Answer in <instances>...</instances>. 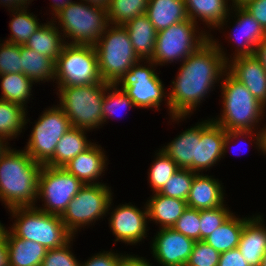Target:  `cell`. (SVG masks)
Instances as JSON below:
<instances>
[{
    "mask_svg": "<svg viewBox=\"0 0 266 266\" xmlns=\"http://www.w3.org/2000/svg\"><path fill=\"white\" fill-rule=\"evenodd\" d=\"M212 37L182 63L167 104L173 120L185 118L204 99L220 76L226 73L229 58ZM219 78V79H218Z\"/></svg>",
    "mask_w": 266,
    "mask_h": 266,
    "instance_id": "cell-1",
    "label": "cell"
},
{
    "mask_svg": "<svg viewBox=\"0 0 266 266\" xmlns=\"http://www.w3.org/2000/svg\"><path fill=\"white\" fill-rule=\"evenodd\" d=\"M43 165L25 150L9 148L0 159V199L8 207H35Z\"/></svg>",
    "mask_w": 266,
    "mask_h": 266,
    "instance_id": "cell-2",
    "label": "cell"
},
{
    "mask_svg": "<svg viewBox=\"0 0 266 266\" xmlns=\"http://www.w3.org/2000/svg\"><path fill=\"white\" fill-rule=\"evenodd\" d=\"M9 211L16 218L10 232L18 238L38 242L47 250L60 248L74 237L60 215L40 211L37 206L15 207Z\"/></svg>",
    "mask_w": 266,
    "mask_h": 266,
    "instance_id": "cell-3",
    "label": "cell"
},
{
    "mask_svg": "<svg viewBox=\"0 0 266 266\" xmlns=\"http://www.w3.org/2000/svg\"><path fill=\"white\" fill-rule=\"evenodd\" d=\"M58 88V106L65 112L72 127L91 130L103 124V99L105 91L112 90L111 83Z\"/></svg>",
    "mask_w": 266,
    "mask_h": 266,
    "instance_id": "cell-4",
    "label": "cell"
},
{
    "mask_svg": "<svg viewBox=\"0 0 266 266\" xmlns=\"http://www.w3.org/2000/svg\"><path fill=\"white\" fill-rule=\"evenodd\" d=\"M222 81L223 113L212 120L226 131L251 130L264 113V105L251 92L227 71Z\"/></svg>",
    "mask_w": 266,
    "mask_h": 266,
    "instance_id": "cell-5",
    "label": "cell"
},
{
    "mask_svg": "<svg viewBox=\"0 0 266 266\" xmlns=\"http://www.w3.org/2000/svg\"><path fill=\"white\" fill-rule=\"evenodd\" d=\"M99 73L104 82L115 84L133 64L141 61L136 55L129 34L122 25L105 29L94 45Z\"/></svg>",
    "mask_w": 266,
    "mask_h": 266,
    "instance_id": "cell-6",
    "label": "cell"
},
{
    "mask_svg": "<svg viewBox=\"0 0 266 266\" xmlns=\"http://www.w3.org/2000/svg\"><path fill=\"white\" fill-rule=\"evenodd\" d=\"M85 4L74 1L55 14L63 28L62 38L66 36L73 40L66 44L95 45L106 27L110 26L107 9Z\"/></svg>",
    "mask_w": 266,
    "mask_h": 266,
    "instance_id": "cell-7",
    "label": "cell"
},
{
    "mask_svg": "<svg viewBox=\"0 0 266 266\" xmlns=\"http://www.w3.org/2000/svg\"><path fill=\"white\" fill-rule=\"evenodd\" d=\"M58 87L103 83L94 45L65 44L55 61Z\"/></svg>",
    "mask_w": 266,
    "mask_h": 266,
    "instance_id": "cell-8",
    "label": "cell"
},
{
    "mask_svg": "<svg viewBox=\"0 0 266 266\" xmlns=\"http://www.w3.org/2000/svg\"><path fill=\"white\" fill-rule=\"evenodd\" d=\"M196 25L197 23L187 19L157 32L155 50L151 61L156 65L171 63L178 59L184 61L209 39L205 32H200L196 36L198 32L195 29Z\"/></svg>",
    "mask_w": 266,
    "mask_h": 266,
    "instance_id": "cell-9",
    "label": "cell"
},
{
    "mask_svg": "<svg viewBox=\"0 0 266 266\" xmlns=\"http://www.w3.org/2000/svg\"><path fill=\"white\" fill-rule=\"evenodd\" d=\"M112 193L105 184H85L61 215L66 229L74 236L77 229L105 215L111 207Z\"/></svg>",
    "mask_w": 266,
    "mask_h": 266,
    "instance_id": "cell-10",
    "label": "cell"
},
{
    "mask_svg": "<svg viewBox=\"0 0 266 266\" xmlns=\"http://www.w3.org/2000/svg\"><path fill=\"white\" fill-rule=\"evenodd\" d=\"M71 128L65 112L52 107L39 117L24 150L35 162L45 165L54 156L58 141Z\"/></svg>",
    "mask_w": 266,
    "mask_h": 266,
    "instance_id": "cell-11",
    "label": "cell"
},
{
    "mask_svg": "<svg viewBox=\"0 0 266 266\" xmlns=\"http://www.w3.org/2000/svg\"><path fill=\"white\" fill-rule=\"evenodd\" d=\"M83 186L77 177L63 167L43 165L38 178V198H43L45 208L37 209L61 216Z\"/></svg>",
    "mask_w": 266,
    "mask_h": 266,
    "instance_id": "cell-12",
    "label": "cell"
},
{
    "mask_svg": "<svg viewBox=\"0 0 266 266\" xmlns=\"http://www.w3.org/2000/svg\"><path fill=\"white\" fill-rule=\"evenodd\" d=\"M147 62H149L150 68L140 65L139 61L133 64L131 69L115 84L118 86L122 83L121 89L134 102L135 107H155L159 110L163 97H166L164 85L153 68L154 65L156 67V64L151 60Z\"/></svg>",
    "mask_w": 266,
    "mask_h": 266,
    "instance_id": "cell-13",
    "label": "cell"
},
{
    "mask_svg": "<svg viewBox=\"0 0 266 266\" xmlns=\"http://www.w3.org/2000/svg\"><path fill=\"white\" fill-rule=\"evenodd\" d=\"M251 130L226 131L211 119L200 122V141H197L196 173L209 169L226 153L232 139L252 135ZM247 134V135H246Z\"/></svg>",
    "mask_w": 266,
    "mask_h": 266,
    "instance_id": "cell-14",
    "label": "cell"
},
{
    "mask_svg": "<svg viewBox=\"0 0 266 266\" xmlns=\"http://www.w3.org/2000/svg\"><path fill=\"white\" fill-rule=\"evenodd\" d=\"M152 243L154 258L162 266H185L195 241L173 228H161Z\"/></svg>",
    "mask_w": 266,
    "mask_h": 266,
    "instance_id": "cell-15",
    "label": "cell"
},
{
    "mask_svg": "<svg viewBox=\"0 0 266 266\" xmlns=\"http://www.w3.org/2000/svg\"><path fill=\"white\" fill-rule=\"evenodd\" d=\"M111 214L110 228L115 234V241L121 240L124 243L135 244L146 237L147 205L145 210L141 211L136 206L122 204Z\"/></svg>",
    "mask_w": 266,
    "mask_h": 266,
    "instance_id": "cell-16",
    "label": "cell"
},
{
    "mask_svg": "<svg viewBox=\"0 0 266 266\" xmlns=\"http://www.w3.org/2000/svg\"><path fill=\"white\" fill-rule=\"evenodd\" d=\"M232 61V63H231ZM228 73L242 83L264 106L266 105V70L254 56H239L229 60Z\"/></svg>",
    "mask_w": 266,
    "mask_h": 266,
    "instance_id": "cell-17",
    "label": "cell"
},
{
    "mask_svg": "<svg viewBox=\"0 0 266 266\" xmlns=\"http://www.w3.org/2000/svg\"><path fill=\"white\" fill-rule=\"evenodd\" d=\"M100 147V145L93 143L87 150L70 160L63 168L77 177L84 185L98 184L94 181L105 171L107 161V157H105Z\"/></svg>",
    "mask_w": 266,
    "mask_h": 266,
    "instance_id": "cell-18",
    "label": "cell"
},
{
    "mask_svg": "<svg viewBox=\"0 0 266 266\" xmlns=\"http://www.w3.org/2000/svg\"><path fill=\"white\" fill-rule=\"evenodd\" d=\"M262 217L253 216L245 223L238 244V249L250 266H261L266 253V227L263 225Z\"/></svg>",
    "mask_w": 266,
    "mask_h": 266,
    "instance_id": "cell-19",
    "label": "cell"
},
{
    "mask_svg": "<svg viewBox=\"0 0 266 266\" xmlns=\"http://www.w3.org/2000/svg\"><path fill=\"white\" fill-rule=\"evenodd\" d=\"M212 176L196 173L186 200L189 208L213 209L223 205L224 194L221 184Z\"/></svg>",
    "mask_w": 266,
    "mask_h": 266,
    "instance_id": "cell-20",
    "label": "cell"
},
{
    "mask_svg": "<svg viewBox=\"0 0 266 266\" xmlns=\"http://www.w3.org/2000/svg\"><path fill=\"white\" fill-rule=\"evenodd\" d=\"M234 8V11L237 12L236 16L238 19L235 24L236 31L234 30V32H236V37L233 35L234 37L232 36V40L236 39V41L239 42L240 34V38H242L244 42L241 40L240 43H238L240 47L235 50L237 53H235L233 58L252 56L255 53L257 45L266 37V31L243 7Z\"/></svg>",
    "mask_w": 266,
    "mask_h": 266,
    "instance_id": "cell-21",
    "label": "cell"
},
{
    "mask_svg": "<svg viewBox=\"0 0 266 266\" xmlns=\"http://www.w3.org/2000/svg\"><path fill=\"white\" fill-rule=\"evenodd\" d=\"M197 141H200V123L185 130L171 143L162 147L179 168L189 169L196 173V150Z\"/></svg>",
    "mask_w": 266,
    "mask_h": 266,
    "instance_id": "cell-22",
    "label": "cell"
},
{
    "mask_svg": "<svg viewBox=\"0 0 266 266\" xmlns=\"http://www.w3.org/2000/svg\"><path fill=\"white\" fill-rule=\"evenodd\" d=\"M4 236L9 266H41L47 252L44 246L38 242L18 238L7 229Z\"/></svg>",
    "mask_w": 266,
    "mask_h": 266,
    "instance_id": "cell-23",
    "label": "cell"
},
{
    "mask_svg": "<svg viewBox=\"0 0 266 266\" xmlns=\"http://www.w3.org/2000/svg\"><path fill=\"white\" fill-rule=\"evenodd\" d=\"M134 51L140 60H151L155 50L157 31L146 14L138 16L123 25Z\"/></svg>",
    "mask_w": 266,
    "mask_h": 266,
    "instance_id": "cell-24",
    "label": "cell"
},
{
    "mask_svg": "<svg viewBox=\"0 0 266 266\" xmlns=\"http://www.w3.org/2000/svg\"><path fill=\"white\" fill-rule=\"evenodd\" d=\"M146 15L157 32L189 19L184 0H149Z\"/></svg>",
    "mask_w": 266,
    "mask_h": 266,
    "instance_id": "cell-25",
    "label": "cell"
},
{
    "mask_svg": "<svg viewBox=\"0 0 266 266\" xmlns=\"http://www.w3.org/2000/svg\"><path fill=\"white\" fill-rule=\"evenodd\" d=\"M147 202L148 218L161 224L160 228H172L188 208L185 200L167 197L158 192Z\"/></svg>",
    "mask_w": 266,
    "mask_h": 266,
    "instance_id": "cell-26",
    "label": "cell"
},
{
    "mask_svg": "<svg viewBox=\"0 0 266 266\" xmlns=\"http://www.w3.org/2000/svg\"><path fill=\"white\" fill-rule=\"evenodd\" d=\"M85 129L72 127L58 141L54 156L45 164L51 167H63L79 153L87 150L93 143L88 142Z\"/></svg>",
    "mask_w": 266,
    "mask_h": 266,
    "instance_id": "cell-27",
    "label": "cell"
},
{
    "mask_svg": "<svg viewBox=\"0 0 266 266\" xmlns=\"http://www.w3.org/2000/svg\"><path fill=\"white\" fill-rule=\"evenodd\" d=\"M184 3L189 19L196 23L198 17L208 27L220 28L230 14L228 0H184Z\"/></svg>",
    "mask_w": 266,
    "mask_h": 266,
    "instance_id": "cell-28",
    "label": "cell"
},
{
    "mask_svg": "<svg viewBox=\"0 0 266 266\" xmlns=\"http://www.w3.org/2000/svg\"><path fill=\"white\" fill-rule=\"evenodd\" d=\"M53 22L42 24L24 46L56 61L66 42Z\"/></svg>",
    "mask_w": 266,
    "mask_h": 266,
    "instance_id": "cell-29",
    "label": "cell"
},
{
    "mask_svg": "<svg viewBox=\"0 0 266 266\" xmlns=\"http://www.w3.org/2000/svg\"><path fill=\"white\" fill-rule=\"evenodd\" d=\"M249 219L247 217L237 218L232 214L204 241L220 253L238 248L244 225Z\"/></svg>",
    "mask_w": 266,
    "mask_h": 266,
    "instance_id": "cell-30",
    "label": "cell"
},
{
    "mask_svg": "<svg viewBox=\"0 0 266 266\" xmlns=\"http://www.w3.org/2000/svg\"><path fill=\"white\" fill-rule=\"evenodd\" d=\"M21 73L33 82L55 80V61L21 45Z\"/></svg>",
    "mask_w": 266,
    "mask_h": 266,
    "instance_id": "cell-31",
    "label": "cell"
},
{
    "mask_svg": "<svg viewBox=\"0 0 266 266\" xmlns=\"http://www.w3.org/2000/svg\"><path fill=\"white\" fill-rule=\"evenodd\" d=\"M26 107L18 103H13L0 99V136L13 139L18 136L24 125L27 124Z\"/></svg>",
    "mask_w": 266,
    "mask_h": 266,
    "instance_id": "cell-32",
    "label": "cell"
},
{
    "mask_svg": "<svg viewBox=\"0 0 266 266\" xmlns=\"http://www.w3.org/2000/svg\"><path fill=\"white\" fill-rule=\"evenodd\" d=\"M1 90L2 100L18 103L24 107L29 99L33 81L25 76L23 73L2 74Z\"/></svg>",
    "mask_w": 266,
    "mask_h": 266,
    "instance_id": "cell-33",
    "label": "cell"
},
{
    "mask_svg": "<svg viewBox=\"0 0 266 266\" xmlns=\"http://www.w3.org/2000/svg\"><path fill=\"white\" fill-rule=\"evenodd\" d=\"M149 0H110L107 8L108 23L125 25L128 21L146 14Z\"/></svg>",
    "mask_w": 266,
    "mask_h": 266,
    "instance_id": "cell-34",
    "label": "cell"
},
{
    "mask_svg": "<svg viewBox=\"0 0 266 266\" xmlns=\"http://www.w3.org/2000/svg\"><path fill=\"white\" fill-rule=\"evenodd\" d=\"M25 9L21 8L15 11V15L9 23L12 34H10L9 40L5 41L17 45H25L30 36L42 26L35 15H32Z\"/></svg>",
    "mask_w": 266,
    "mask_h": 266,
    "instance_id": "cell-35",
    "label": "cell"
},
{
    "mask_svg": "<svg viewBox=\"0 0 266 266\" xmlns=\"http://www.w3.org/2000/svg\"><path fill=\"white\" fill-rule=\"evenodd\" d=\"M156 160L151 165L149 170V183L153 189V193L159 192L165 183L170 180L172 175L176 173L180 168L177 164L161 149L156 154Z\"/></svg>",
    "mask_w": 266,
    "mask_h": 266,
    "instance_id": "cell-36",
    "label": "cell"
},
{
    "mask_svg": "<svg viewBox=\"0 0 266 266\" xmlns=\"http://www.w3.org/2000/svg\"><path fill=\"white\" fill-rule=\"evenodd\" d=\"M195 172L180 168L158 192L164 196L187 200Z\"/></svg>",
    "mask_w": 266,
    "mask_h": 266,
    "instance_id": "cell-37",
    "label": "cell"
},
{
    "mask_svg": "<svg viewBox=\"0 0 266 266\" xmlns=\"http://www.w3.org/2000/svg\"><path fill=\"white\" fill-rule=\"evenodd\" d=\"M233 213L225 206L200 210V240H205L219 226L224 224Z\"/></svg>",
    "mask_w": 266,
    "mask_h": 266,
    "instance_id": "cell-38",
    "label": "cell"
},
{
    "mask_svg": "<svg viewBox=\"0 0 266 266\" xmlns=\"http://www.w3.org/2000/svg\"><path fill=\"white\" fill-rule=\"evenodd\" d=\"M112 89L113 90L110 93L107 94L105 92L104 95L102 105L103 123L106 122V119L110 118L109 116L112 118L117 114V111L120 108L125 109L135 106L134 102L128 97L126 92L120 88L118 89L116 84H112Z\"/></svg>",
    "mask_w": 266,
    "mask_h": 266,
    "instance_id": "cell-39",
    "label": "cell"
},
{
    "mask_svg": "<svg viewBox=\"0 0 266 266\" xmlns=\"http://www.w3.org/2000/svg\"><path fill=\"white\" fill-rule=\"evenodd\" d=\"M0 46V75L21 73V45L6 41Z\"/></svg>",
    "mask_w": 266,
    "mask_h": 266,
    "instance_id": "cell-40",
    "label": "cell"
},
{
    "mask_svg": "<svg viewBox=\"0 0 266 266\" xmlns=\"http://www.w3.org/2000/svg\"><path fill=\"white\" fill-rule=\"evenodd\" d=\"M220 254L204 240L195 241L192 253L185 266H218Z\"/></svg>",
    "mask_w": 266,
    "mask_h": 266,
    "instance_id": "cell-41",
    "label": "cell"
},
{
    "mask_svg": "<svg viewBox=\"0 0 266 266\" xmlns=\"http://www.w3.org/2000/svg\"><path fill=\"white\" fill-rule=\"evenodd\" d=\"M172 228L194 241H200V210L188 207Z\"/></svg>",
    "mask_w": 266,
    "mask_h": 266,
    "instance_id": "cell-42",
    "label": "cell"
},
{
    "mask_svg": "<svg viewBox=\"0 0 266 266\" xmlns=\"http://www.w3.org/2000/svg\"><path fill=\"white\" fill-rule=\"evenodd\" d=\"M56 249H48L41 266H79L76 257L69 250L70 242Z\"/></svg>",
    "mask_w": 266,
    "mask_h": 266,
    "instance_id": "cell-43",
    "label": "cell"
},
{
    "mask_svg": "<svg viewBox=\"0 0 266 266\" xmlns=\"http://www.w3.org/2000/svg\"><path fill=\"white\" fill-rule=\"evenodd\" d=\"M121 256L117 253H113L112 251H105L103 253H99L88 261L79 263V266H118V262Z\"/></svg>",
    "mask_w": 266,
    "mask_h": 266,
    "instance_id": "cell-44",
    "label": "cell"
},
{
    "mask_svg": "<svg viewBox=\"0 0 266 266\" xmlns=\"http://www.w3.org/2000/svg\"><path fill=\"white\" fill-rule=\"evenodd\" d=\"M243 8L255 18L266 31V0L249 1Z\"/></svg>",
    "mask_w": 266,
    "mask_h": 266,
    "instance_id": "cell-45",
    "label": "cell"
},
{
    "mask_svg": "<svg viewBox=\"0 0 266 266\" xmlns=\"http://www.w3.org/2000/svg\"><path fill=\"white\" fill-rule=\"evenodd\" d=\"M218 266H250L238 248L220 254Z\"/></svg>",
    "mask_w": 266,
    "mask_h": 266,
    "instance_id": "cell-46",
    "label": "cell"
},
{
    "mask_svg": "<svg viewBox=\"0 0 266 266\" xmlns=\"http://www.w3.org/2000/svg\"><path fill=\"white\" fill-rule=\"evenodd\" d=\"M118 266H152L149 262L146 261V259H143V257H136L133 255H122L118 262Z\"/></svg>",
    "mask_w": 266,
    "mask_h": 266,
    "instance_id": "cell-47",
    "label": "cell"
},
{
    "mask_svg": "<svg viewBox=\"0 0 266 266\" xmlns=\"http://www.w3.org/2000/svg\"><path fill=\"white\" fill-rule=\"evenodd\" d=\"M254 56L260 61L266 70V37L257 45Z\"/></svg>",
    "mask_w": 266,
    "mask_h": 266,
    "instance_id": "cell-48",
    "label": "cell"
},
{
    "mask_svg": "<svg viewBox=\"0 0 266 266\" xmlns=\"http://www.w3.org/2000/svg\"><path fill=\"white\" fill-rule=\"evenodd\" d=\"M27 1L30 2V0H0V3L2 2L4 5L10 7V9H8V10H11L14 12L15 10H18L21 8H27L25 6L27 3L29 5V2H27Z\"/></svg>",
    "mask_w": 266,
    "mask_h": 266,
    "instance_id": "cell-49",
    "label": "cell"
},
{
    "mask_svg": "<svg viewBox=\"0 0 266 266\" xmlns=\"http://www.w3.org/2000/svg\"><path fill=\"white\" fill-rule=\"evenodd\" d=\"M0 266H9L8 249L5 236L0 240Z\"/></svg>",
    "mask_w": 266,
    "mask_h": 266,
    "instance_id": "cell-50",
    "label": "cell"
},
{
    "mask_svg": "<svg viewBox=\"0 0 266 266\" xmlns=\"http://www.w3.org/2000/svg\"><path fill=\"white\" fill-rule=\"evenodd\" d=\"M256 137H254L256 140L257 147L262 150L263 153L266 154V127L262 128L261 131L257 133V135L254 133Z\"/></svg>",
    "mask_w": 266,
    "mask_h": 266,
    "instance_id": "cell-51",
    "label": "cell"
},
{
    "mask_svg": "<svg viewBox=\"0 0 266 266\" xmlns=\"http://www.w3.org/2000/svg\"><path fill=\"white\" fill-rule=\"evenodd\" d=\"M69 3H72L71 0H64V1H60V2H55L54 4H52V8H53V15L57 14L61 9L65 8Z\"/></svg>",
    "mask_w": 266,
    "mask_h": 266,
    "instance_id": "cell-52",
    "label": "cell"
},
{
    "mask_svg": "<svg viewBox=\"0 0 266 266\" xmlns=\"http://www.w3.org/2000/svg\"><path fill=\"white\" fill-rule=\"evenodd\" d=\"M82 1H86V3L88 2L87 4L103 7L105 9L108 8L110 3V0H82Z\"/></svg>",
    "mask_w": 266,
    "mask_h": 266,
    "instance_id": "cell-53",
    "label": "cell"
},
{
    "mask_svg": "<svg viewBox=\"0 0 266 266\" xmlns=\"http://www.w3.org/2000/svg\"><path fill=\"white\" fill-rule=\"evenodd\" d=\"M5 140V138L0 136V159L2 155L10 148L6 145L7 143L3 144Z\"/></svg>",
    "mask_w": 266,
    "mask_h": 266,
    "instance_id": "cell-54",
    "label": "cell"
},
{
    "mask_svg": "<svg viewBox=\"0 0 266 266\" xmlns=\"http://www.w3.org/2000/svg\"><path fill=\"white\" fill-rule=\"evenodd\" d=\"M233 3V7H243L245 6L249 1H252V0H232Z\"/></svg>",
    "mask_w": 266,
    "mask_h": 266,
    "instance_id": "cell-55",
    "label": "cell"
},
{
    "mask_svg": "<svg viewBox=\"0 0 266 266\" xmlns=\"http://www.w3.org/2000/svg\"><path fill=\"white\" fill-rule=\"evenodd\" d=\"M6 227H4L3 226V224H1V222H0V240L4 237V235H5V231H6V229H5Z\"/></svg>",
    "mask_w": 266,
    "mask_h": 266,
    "instance_id": "cell-56",
    "label": "cell"
},
{
    "mask_svg": "<svg viewBox=\"0 0 266 266\" xmlns=\"http://www.w3.org/2000/svg\"><path fill=\"white\" fill-rule=\"evenodd\" d=\"M261 266H266V253L264 254V257L262 258Z\"/></svg>",
    "mask_w": 266,
    "mask_h": 266,
    "instance_id": "cell-57",
    "label": "cell"
}]
</instances>
